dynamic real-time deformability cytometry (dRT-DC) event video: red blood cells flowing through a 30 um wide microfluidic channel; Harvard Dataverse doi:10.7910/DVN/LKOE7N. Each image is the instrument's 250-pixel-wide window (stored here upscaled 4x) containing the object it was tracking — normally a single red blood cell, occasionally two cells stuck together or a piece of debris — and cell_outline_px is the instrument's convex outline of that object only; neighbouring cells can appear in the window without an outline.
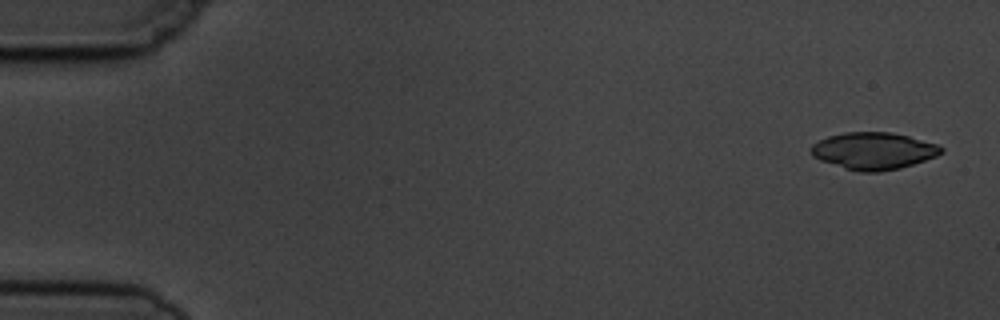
{"species": "common noctule bat (a hibernating species)", "species_latin": "Nyctalus noctula", "temperature_condition": "cold", "stored_images_in_passage": 4, "camera_frame_rate_fps": 3000, "um_per_image_px": 0.085, "animal": {"sex": "male", "body_mass_g": 19.5, "forearm_length_mm": 54.6}, "frame": {"image": 1, "passage_image": 1, "time_ms": 0.0, "image_size_px": [1000, 320], "cell_outline_px": [[944, 152], [936, 156], [900, 168], [880, 172], [860, 172], [844, 168], [820, 160], [812, 156], [812, 144], [828, 136], [844, 132], [892, 132], [908, 136], [936, 144], [944, 148]], "centroid_in_image_um": [74.25, 12.82], "position_along_channel_um": 10.7, "area_um2": 27.98}}